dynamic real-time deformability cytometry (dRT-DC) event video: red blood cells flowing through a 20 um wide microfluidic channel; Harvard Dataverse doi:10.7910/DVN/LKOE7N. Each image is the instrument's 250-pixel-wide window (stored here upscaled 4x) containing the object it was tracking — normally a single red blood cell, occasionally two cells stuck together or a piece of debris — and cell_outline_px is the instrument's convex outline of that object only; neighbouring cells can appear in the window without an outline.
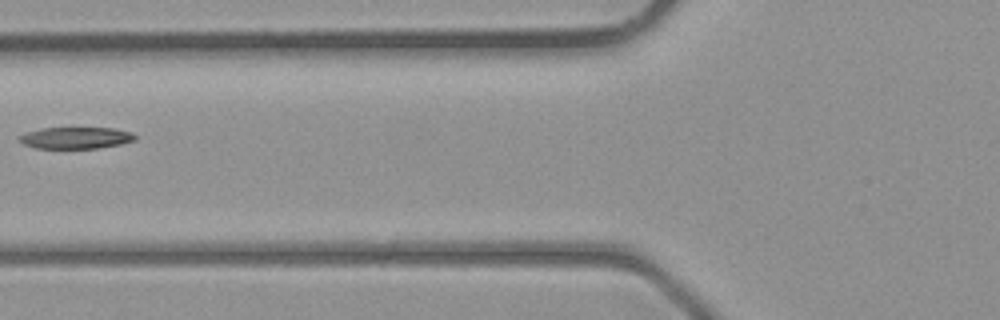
{"species": "common noctule bat (a hibernating species)", "species_latin": "Nyctalus noctula", "temperature_condition": "room temperature", "stored_images_in_passage": 2, "camera_frame_rate_fps": 3000, "um_per_image_px": 0.085, "animal": {"sex": "male", "body_mass_g": 23.1, "forearm_length_mm": 52.7}, "frame": {"image": 1, "passage_image": 2, "time_ms": 1.333, "image_size_px": [1000, 320], "cell_outline_px": [[136, 140], [120, 144], [96, 148], [36, 148], [24, 144], [16, 140], [20, 136], [28, 132], [40, 128], [112, 128], [132, 132], [136, 136]], "centroid_in_image_um": [6.44, 11.71], "position_along_channel_um": 119.4, "area_um2": 14.51}}